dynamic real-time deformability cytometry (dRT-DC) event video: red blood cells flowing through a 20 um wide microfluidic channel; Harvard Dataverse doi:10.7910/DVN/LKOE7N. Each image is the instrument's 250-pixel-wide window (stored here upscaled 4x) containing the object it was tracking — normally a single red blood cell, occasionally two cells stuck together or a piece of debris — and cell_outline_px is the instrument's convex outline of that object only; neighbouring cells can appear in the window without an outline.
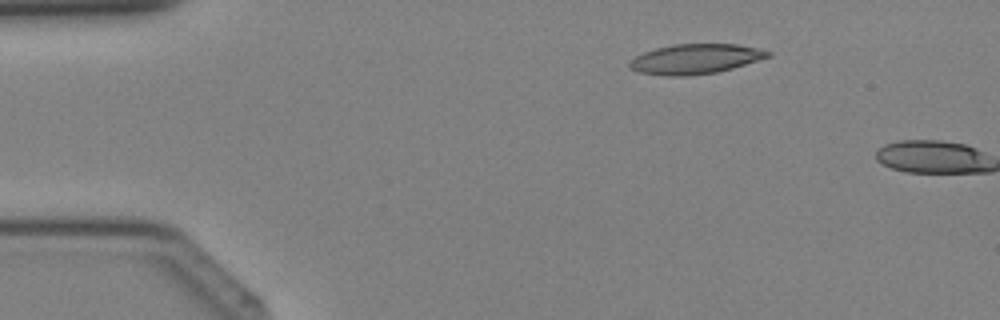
{"species": "Egyptian fruit bat (a non-hibernating species)", "species_latin": "Rousettus aegyptiacus", "temperature_condition": "cold", "stored_images_in_passage": 7, "camera_frame_rate_fps": 3000, "um_per_image_px": 0.085, "animal": {"sex": "female"}, "frame": {"image": 1, "passage_image": 6, "time_ms": 1.667, "image_size_px": [1000, 320], "cell_outline_px": [[772, 56], [732, 68], [716, 72], [688, 76], [668, 76], [640, 72], [632, 68], [628, 64], [636, 56], [644, 52], [656, 48], [672, 44], [736, 44], [756, 48], [772, 52]], "centroid_in_image_um": [59.13, 5.01], "position_along_channel_um": 25.9, "area_um2": 23.87}}